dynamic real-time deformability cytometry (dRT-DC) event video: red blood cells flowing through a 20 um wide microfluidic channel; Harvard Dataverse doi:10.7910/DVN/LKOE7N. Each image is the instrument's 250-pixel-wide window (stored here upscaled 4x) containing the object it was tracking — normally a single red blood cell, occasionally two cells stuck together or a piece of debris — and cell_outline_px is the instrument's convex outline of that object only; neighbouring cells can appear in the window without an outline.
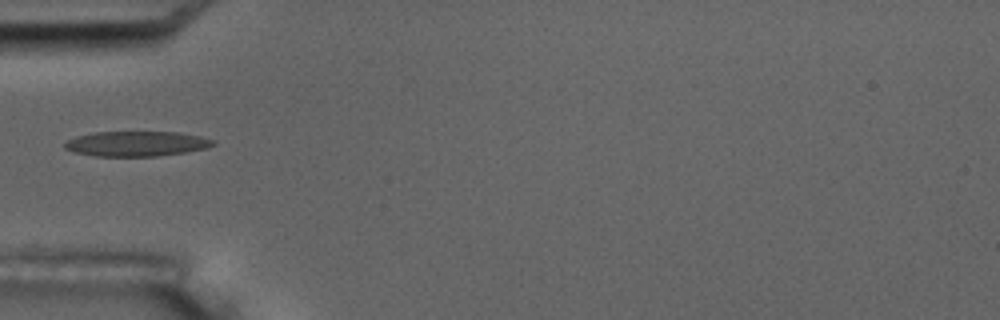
{"species": "common noctule bat (a hibernating species)", "species_latin": "Nyctalus noctula", "temperature_condition": "room temperature", "stored_images_in_passage": 2, "camera_frame_rate_fps": 3000, "um_per_image_px": 0.085, "animal": {"sex": "male", "body_mass_g": 17.5, "forearm_length_mm": 52.3}, "frame": {"image": 1, "passage_image": 1, "time_ms": 0.0, "image_size_px": [1000, 320], "cell_outline_px": [[216, 144], [208, 148], [184, 152], [156, 156], [96, 156], [72, 152], [64, 148], [64, 144], [68, 140], [76, 136], [96, 132], [176, 132], [200, 136], [216, 140]], "centroid_in_image_um": [11.61, 12.22], "position_along_channel_um": 73.4, "area_um2": 21.68}}